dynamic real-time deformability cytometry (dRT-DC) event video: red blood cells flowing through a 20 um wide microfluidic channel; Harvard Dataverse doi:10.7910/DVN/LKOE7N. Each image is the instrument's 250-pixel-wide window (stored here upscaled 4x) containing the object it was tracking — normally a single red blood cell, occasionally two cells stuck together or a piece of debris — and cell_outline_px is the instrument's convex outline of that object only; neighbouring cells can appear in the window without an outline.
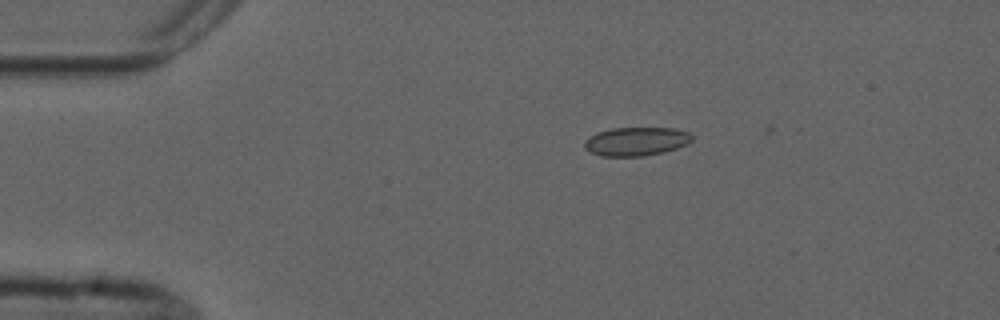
{"species": "common noctule bat (a hibernating species)", "species_latin": "Nyctalus noctula", "temperature_condition": "cold", "stored_images_in_passage": 3, "camera_frame_rate_fps": 3000, "um_per_image_px": 0.085, "animal": {"sex": "male", "forearm_length_mm": 52.5}, "frame": {"image": 1, "passage_image": 2, "time_ms": 1.333, "image_size_px": [1000, 320], "cell_outline_px": [[692, 140], [688, 144], [664, 152], [644, 156], [600, 156], [584, 148], [584, 140], [596, 132], [612, 128], [676, 128], [688, 132], [692, 136]], "centroid_in_image_um": [54.07, 12.02], "position_along_channel_um": 30.9, "area_um2": 18.03}}